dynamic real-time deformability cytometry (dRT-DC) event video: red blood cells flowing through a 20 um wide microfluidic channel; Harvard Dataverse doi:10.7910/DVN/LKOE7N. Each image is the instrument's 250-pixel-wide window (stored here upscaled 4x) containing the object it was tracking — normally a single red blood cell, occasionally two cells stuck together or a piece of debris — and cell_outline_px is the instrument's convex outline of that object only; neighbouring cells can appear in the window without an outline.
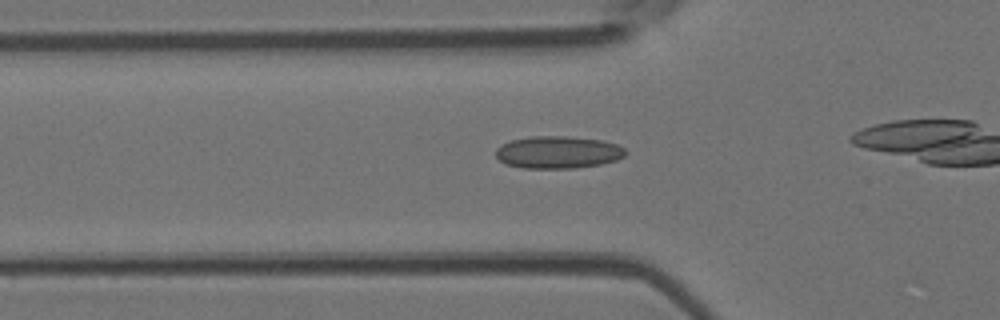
{"species": "Egyptian fruit bat (a non-hibernating species)", "species_latin": "Rousettus aegyptiacus", "temperature_condition": "room temperature", "stored_images_in_passage": 22, "camera_frame_rate_fps": 3000, "um_per_image_px": 0.085, "animal": {"sex": "female"}, "frame": {"image": 1, "passage_image": 5, "time_ms": 1.333, "image_size_px": [1000, 320], "cell_outline_px": [[628, 152], [624, 156], [616, 160], [600, 164], [576, 168], [524, 168], [504, 164], [496, 156], [496, 148], [512, 140], [528, 136], [564, 136], [600, 140], [616, 144], [624, 148]], "centroid_in_image_um": [47.42, 12.94], "position_along_channel_um": 78.4, "area_um2": 24.39}}
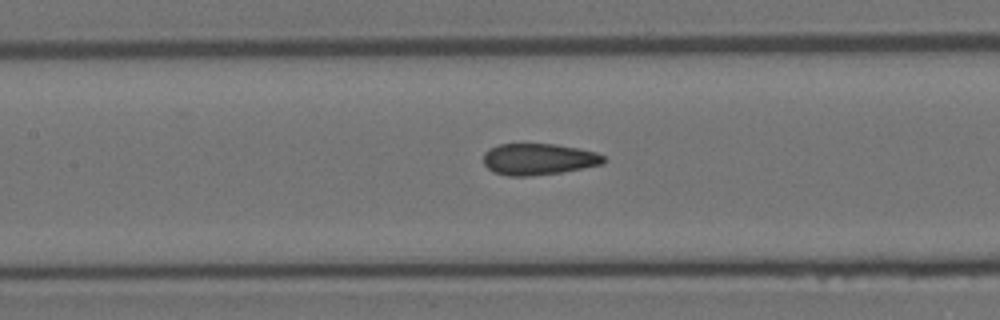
{"frame": {"image": 2, "passage_image": 11, "time_ms": 3.333, "image_size_px": [1000, 320], "cell_outline_px": [[604, 164], [560, 172], [528, 176], [508, 176], [492, 172], [484, 164], [484, 152], [488, 148], [500, 144], [556, 144], [580, 148], [596, 152], [604, 156]], "centroid_in_image_um": [45.76, 13.52], "position_along_channel_um": 161.6, "area_um2": 22.08}}
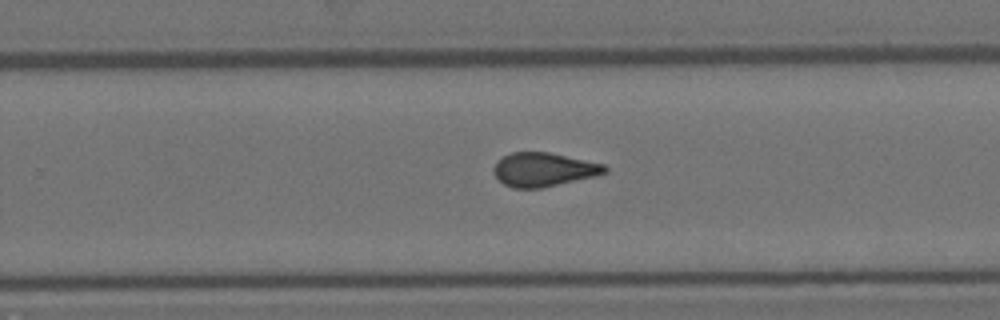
{"frame": {"image": 3, "passage_image": 20, "time_ms": 6.333, "image_size_px": [1000, 320], "cell_outline_px": [[608, 172], [596, 176], [540, 188], [512, 188], [504, 184], [496, 176], [492, 168], [496, 160], [512, 152], [548, 152], [604, 164], [608, 168]], "centroid_in_image_um": [46.2, 14.41], "position_along_channel_um": 283.6, "area_um2": 21.85}}